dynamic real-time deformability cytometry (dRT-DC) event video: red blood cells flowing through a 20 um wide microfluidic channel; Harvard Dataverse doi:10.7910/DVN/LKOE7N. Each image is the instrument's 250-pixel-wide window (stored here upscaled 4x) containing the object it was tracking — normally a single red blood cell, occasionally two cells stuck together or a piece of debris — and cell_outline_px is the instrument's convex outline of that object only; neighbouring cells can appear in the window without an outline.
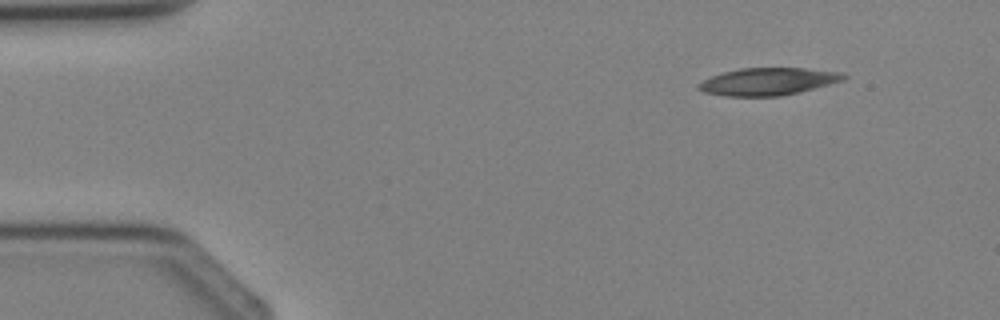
{"species": "Egyptian fruit bat (a non-hibernating species)", "species_latin": "Rousettus aegyptiacus", "temperature_condition": "cold", "stored_images_in_passage": 3, "camera_frame_rate_fps": 3000, "um_per_image_px": 0.085, "animal": {"sex": "female"}, "frame": {"image": 1, "passage_image": 1, "time_ms": 0.0, "image_size_px": [1000, 320], "cell_outline_px": [[848, 76], [844, 80], [800, 92], [780, 96], [728, 96], [704, 92], [696, 88], [696, 84], [712, 76], [724, 72], [740, 68], [804, 68], [840, 72]], "centroid_in_image_um": [65.28, 6.93], "position_along_channel_um": 19.7, "area_um2": 23.06}}
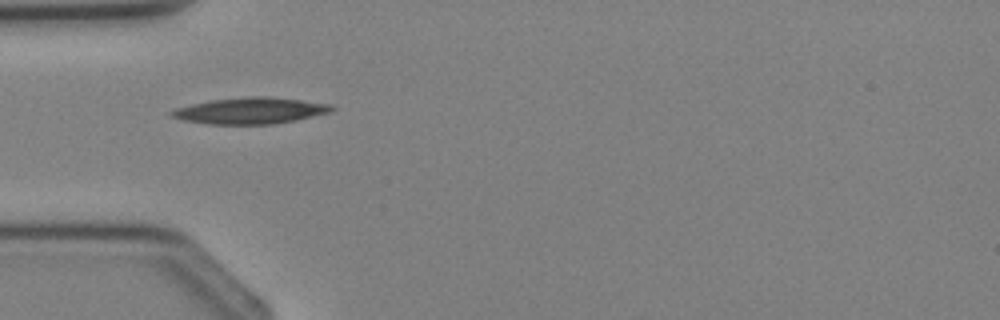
{"frame": {"image": 2, "passage_image": 3, "time_ms": 2.333, "image_size_px": [1000, 320], "cell_outline_px": [[336, 108], [332, 112], [296, 120], [272, 124], [208, 124], [184, 120], [168, 116], [168, 112], [176, 108], [192, 104], [212, 100], [252, 96], [268, 96], [332, 104]], "centroid_in_image_um": [21.3, 9.41], "position_along_channel_um": 63.7, "area_um2": 24.57}}